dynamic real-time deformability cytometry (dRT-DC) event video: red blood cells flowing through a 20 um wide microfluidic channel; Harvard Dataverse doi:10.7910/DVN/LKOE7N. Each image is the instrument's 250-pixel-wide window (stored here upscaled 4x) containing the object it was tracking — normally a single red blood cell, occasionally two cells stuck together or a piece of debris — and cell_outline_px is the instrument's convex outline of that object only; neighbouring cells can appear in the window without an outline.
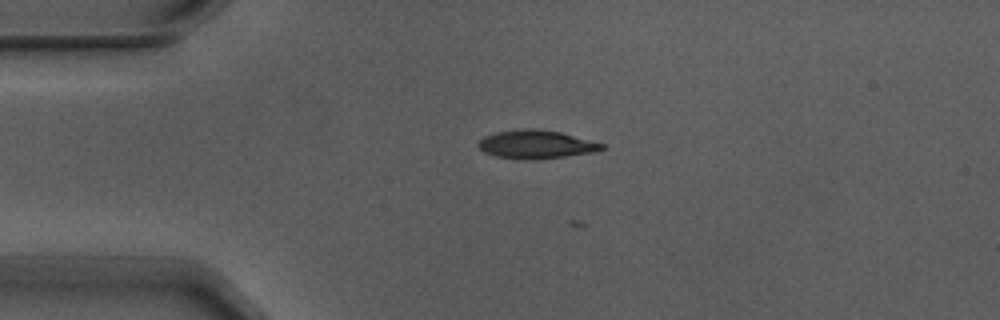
{"species": "Egyptian fruit bat (a non-hibernating species)", "species_latin": "Rousettus aegyptiacus", "temperature_condition": "warm", "stored_images_in_passage": 3, "camera_frame_rate_fps": 3000, "um_per_image_px": 0.085, "animal": {"sex": "male"}, "frame": {"image": 1, "passage_image": 1, "time_ms": 0.0, "image_size_px": [1000, 320], "cell_outline_px": [[604, 148], [596, 152], [564, 156], [496, 156], [484, 152], [476, 144], [484, 136], [496, 132], [528, 128], [532, 128], [560, 132], [604, 144]], "centroid_in_image_um": [45.58, 12.21], "position_along_channel_um": 39.4, "area_um2": 19.19}}